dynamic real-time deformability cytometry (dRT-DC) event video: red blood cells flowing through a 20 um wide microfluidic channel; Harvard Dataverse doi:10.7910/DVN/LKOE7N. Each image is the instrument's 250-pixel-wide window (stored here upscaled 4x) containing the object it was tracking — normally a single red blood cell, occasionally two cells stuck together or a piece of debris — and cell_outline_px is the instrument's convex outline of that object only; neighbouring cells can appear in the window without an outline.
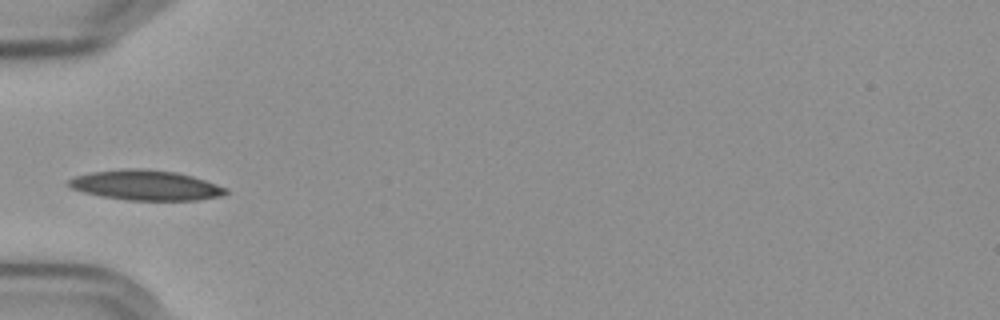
{"species": "Egyptian fruit bat (a non-hibernating species)", "species_latin": "Rousettus aegyptiacus", "temperature_condition": "cold", "stored_images_in_passage": 6, "camera_frame_rate_fps": 3000, "um_per_image_px": 0.085, "frame": {"image": 1, "passage_image": 1, "time_ms": 0.0, "image_size_px": [1000, 320], "cell_outline_px": [[228, 192], [224, 196], [196, 200], [128, 200], [100, 196], [84, 192], [72, 188], [64, 184], [68, 180], [76, 176], [92, 172], [120, 168], [144, 168], [176, 172], [192, 176], [228, 188]], "centroid_in_image_um": [12.39, 15.74], "position_along_channel_um": 72.6, "area_um2": 27.69}}
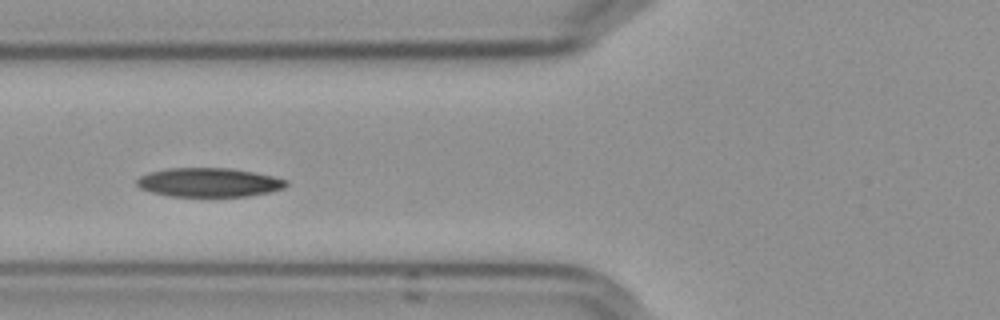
{"frame": {"image": 2, "passage_image": 4, "time_ms": 1.0, "image_size_px": [1000, 320], "cell_outline_px": [[288, 184], [284, 188], [268, 192], [248, 196], [168, 196], [152, 192], [140, 188], [136, 184], [136, 180], [140, 176], [148, 172], [168, 168], [232, 168], [272, 176], [288, 180]], "centroid_in_image_um": [17.74, 15.5], "position_along_channel_um": 108.1, "area_um2": 25.2}}